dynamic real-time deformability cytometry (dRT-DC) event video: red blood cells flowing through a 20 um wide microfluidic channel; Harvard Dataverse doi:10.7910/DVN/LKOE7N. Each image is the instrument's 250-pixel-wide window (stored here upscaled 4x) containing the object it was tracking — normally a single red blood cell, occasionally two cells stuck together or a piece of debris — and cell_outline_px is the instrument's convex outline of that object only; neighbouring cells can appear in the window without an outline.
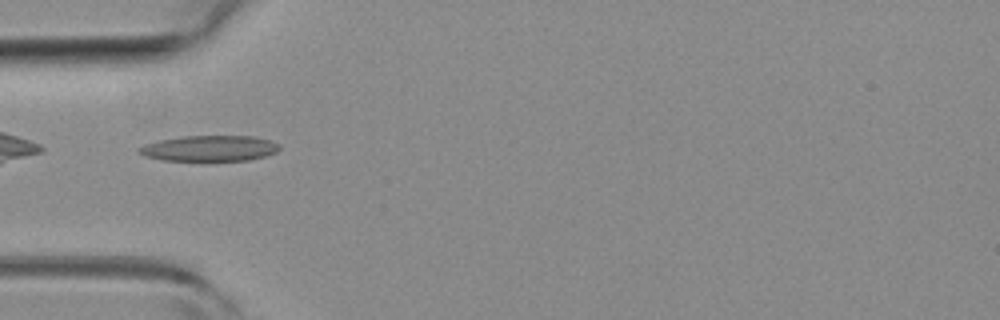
{"species": "common noctule bat (a hibernating species)", "species_latin": "Nyctalus noctula", "temperature_condition": "room temperature", "stored_images_in_passage": 37, "camera_frame_rate_fps": 3000, "um_per_image_px": 0.085, "animal": {"sex": "female", "body_mass_g": 19.3, "forearm_length_mm": 54.1}, "frame": {"image": 1, "passage_image": 1, "time_ms": 0.0, "image_size_px": [1000, 320], "cell_outline_px": [[280, 148], [276, 152], [264, 156], [248, 160], [164, 160], [144, 156], [136, 152], [136, 148], [144, 144], [160, 140], [184, 136], [256, 136], [272, 140], [280, 144]], "centroid_in_image_um": [17.81, 12.6], "position_along_channel_um": 67.2, "area_um2": 21.1}}
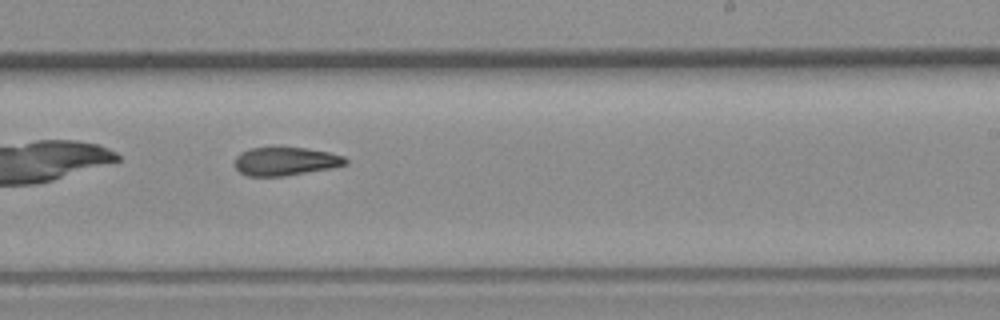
{"frame": {"image": 2, "passage_image": 16, "time_ms": 5.0, "image_size_px": [1000, 320], "cell_outline_px": [[348, 164], [328, 168], [284, 176], [248, 176], [240, 172], [236, 168], [236, 156], [240, 152], [248, 148], [276, 144], [304, 148], [328, 152], [344, 156], [348, 160]], "centroid_in_image_um": [24.22, 13.66], "position_along_channel_um": 264.8, "area_um2": 18.84}}
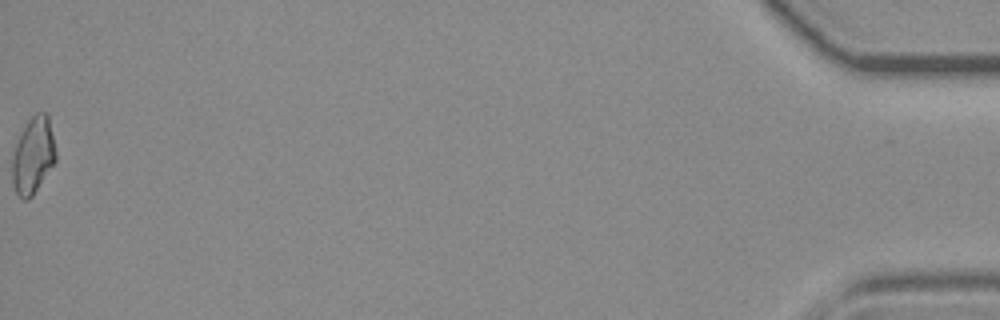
{"frame": {"image": 3, "passage_image": 37, "time_ms": 12.0, "image_size_px": [1000, 320], "cell_outline_px": [[56, 160], [32, 196], [28, 200], [24, 200], [16, 192], [12, 184], [12, 156], [16, 144], [28, 120], [36, 112], [44, 112], [48, 116], [56, 152]], "centroid_in_image_um": [2.8, 13.23], "position_along_channel_um": 432.4, "area_um2": 19.13}, "authors_computed_cell_mechanics": {"area_um2": 18.9584, "velocity_mm_per_s": 3.9503, "shape_relaxation_time_tau1_ms": null, "shape_relaxation_time_tau2_ms": 3.3756, "deformation_change_tau1": null, "deformation_change_tau2": 0.1172}}